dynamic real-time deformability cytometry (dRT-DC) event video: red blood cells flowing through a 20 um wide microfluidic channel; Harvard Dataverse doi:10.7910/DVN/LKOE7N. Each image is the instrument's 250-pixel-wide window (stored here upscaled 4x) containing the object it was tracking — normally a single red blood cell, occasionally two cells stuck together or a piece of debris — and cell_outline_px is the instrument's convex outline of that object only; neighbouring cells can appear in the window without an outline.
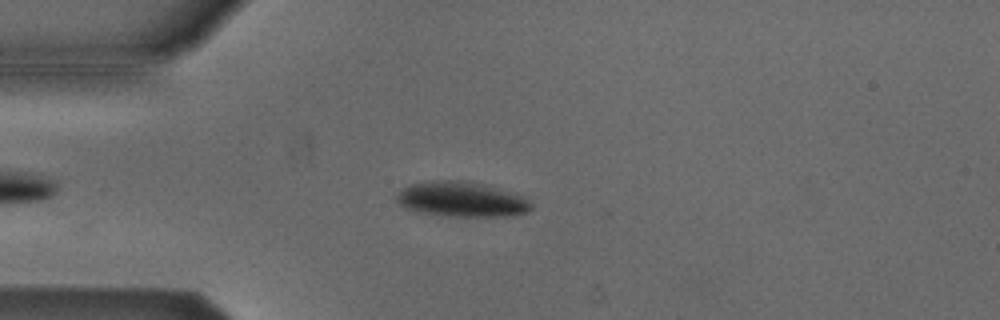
{"species": "Egyptian fruit bat (a non-hibernating species)", "species_latin": "Rousettus aegyptiacus", "temperature_condition": "cold", "stored_images_in_passage": 35, "camera_frame_rate_fps": 3000, "um_per_image_px": 0.085, "animal": {"sex": "male"}, "frame": {"image": 1, "passage_image": 8, "time_ms": 2.333, "image_size_px": [1000, 320], "cell_outline_px": [[532, 208], [528, 212], [512, 216], [440, 216], [420, 212], [404, 208], [396, 200], [396, 196], [408, 184], [428, 180], [468, 180], [484, 184], [524, 196], [532, 204]], "centroid_in_image_um": [39.23, 16.94], "position_along_channel_um": 45.8, "area_um2": 27.86}}
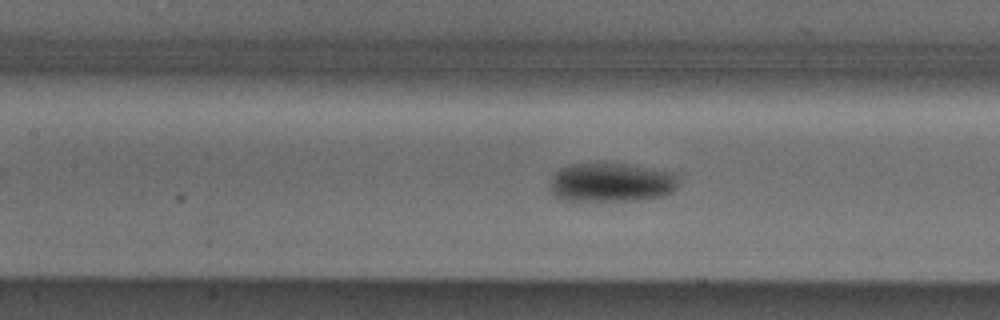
{"frame": {"image": 2, "passage_image": 18, "time_ms": 5.667, "image_size_px": [1000, 320], "cell_outline_px": [[676, 188], [672, 192], [664, 196], [636, 200], [564, 200], [556, 196], [548, 188], [548, 184], [552, 176], [560, 168], [568, 164], [596, 160], [604, 160], [664, 168], [676, 172]], "centroid_in_image_um": [51.96, 15.42], "position_along_channel_um": 155.4, "area_um2": 30.75}}
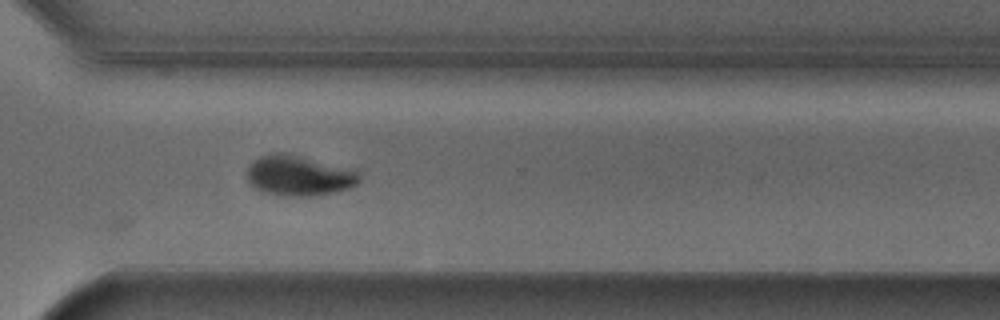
{"frame": {"image": 3, "passage_image": 33, "time_ms": 10.667, "image_size_px": [1000, 320], "cell_outline_px": [[360, 180], [352, 188], [312, 196], [280, 196], [264, 192], [256, 188], [248, 180], [248, 168], [260, 156], [272, 152], [280, 152], [300, 156], [356, 168], [360, 172]], "centroid_in_image_um": [25.49, 14.92], "position_along_channel_um": 345.1, "area_um2": 26.59}, "authors_computed_cell_mechanics": {"area_um2": 28.5532, "velocity_mm_per_s": 3.7957, "shape_relaxation_time_tau1_ms": 2.9612, "shape_relaxation_time_tau2_ms": null, "deformation_change_tau1": 0.1048, "deformation_change_tau2": null}}